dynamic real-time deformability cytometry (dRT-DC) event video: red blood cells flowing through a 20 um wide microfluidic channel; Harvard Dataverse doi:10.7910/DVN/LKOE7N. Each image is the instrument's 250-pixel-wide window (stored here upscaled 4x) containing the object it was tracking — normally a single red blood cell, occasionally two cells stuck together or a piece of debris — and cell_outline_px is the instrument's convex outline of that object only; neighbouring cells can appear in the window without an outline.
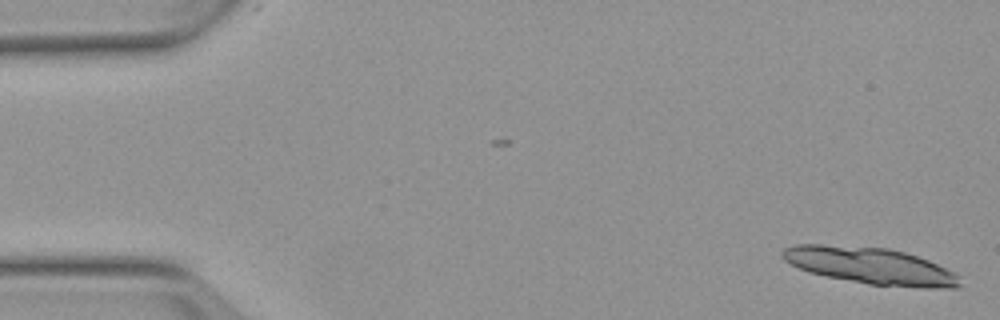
{"species": "Egyptian fruit bat (a non-hibernating species)", "species_latin": "Rousettus aegyptiacus", "temperature_condition": "warm", "stored_images_in_passage": 5, "camera_frame_rate_fps": 3000, "um_per_image_px": 0.085, "animal": {"sex": "female"}, "frame": {"image": 1, "passage_image": 1, "time_ms": 0.0, "image_size_px": [1000, 320], "cell_outline_px": [[960, 288], [924, 288], [868, 284], [824, 276], [808, 272], [784, 260], [780, 256], [780, 252], [784, 248], [796, 244], [824, 244], [888, 248], [904, 252], [928, 260], [956, 272], [960, 276]], "centroid_in_image_um": [74.0, 22.59], "position_along_channel_um": 11.0, "area_um2": 38.21}}